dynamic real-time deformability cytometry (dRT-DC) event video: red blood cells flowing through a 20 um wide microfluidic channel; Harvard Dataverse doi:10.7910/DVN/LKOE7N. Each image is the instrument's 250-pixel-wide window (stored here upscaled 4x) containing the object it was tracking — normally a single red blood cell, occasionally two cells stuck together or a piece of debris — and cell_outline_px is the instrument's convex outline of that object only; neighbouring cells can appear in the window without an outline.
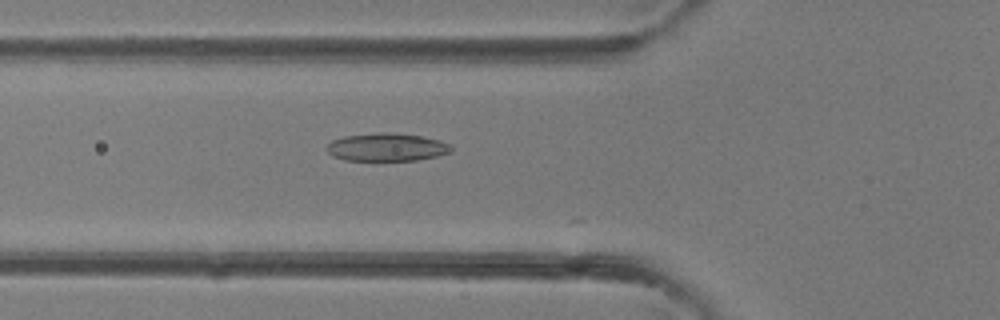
{"species": "common noctule bat (a hibernating species)", "species_latin": "Nyctalus noctula", "temperature_condition": "room temperature", "stored_images_in_passage": 14, "camera_frame_rate_fps": 3000, "um_per_image_px": 0.085, "animal": {"sex": "female"}, "frame": {"image": 1, "passage_image": 7, "time_ms": 2.0, "image_size_px": [1000, 320], "cell_outline_px": [[452, 152], [436, 156], [416, 160], [344, 160], [332, 156], [324, 148], [332, 140], [344, 136], [384, 132], [420, 136], [440, 140], [452, 144]], "centroid_in_image_um": [32.87, 12.51], "position_along_channel_um": 92.9, "area_um2": 20.23}}
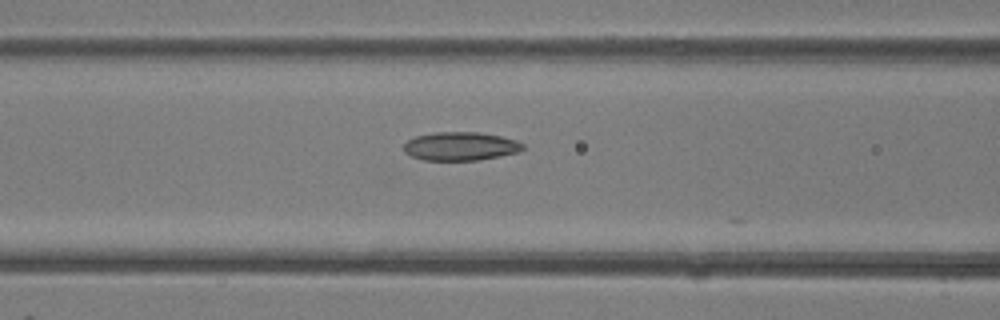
{"frame": {"image": 2, "passage_image": 9, "time_ms": 2.667, "image_size_px": [1000, 320], "cell_outline_px": [[524, 148], [520, 152], [500, 156], [476, 160], [424, 160], [412, 156], [404, 152], [404, 144], [408, 140], [416, 136], [436, 132], [480, 132], [500, 136], [516, 140], [524, 144]], "centroid_in_image_um": [39.16, 12.43], "position_along_channel_um": 127.4, "area_um2": 19.77}}
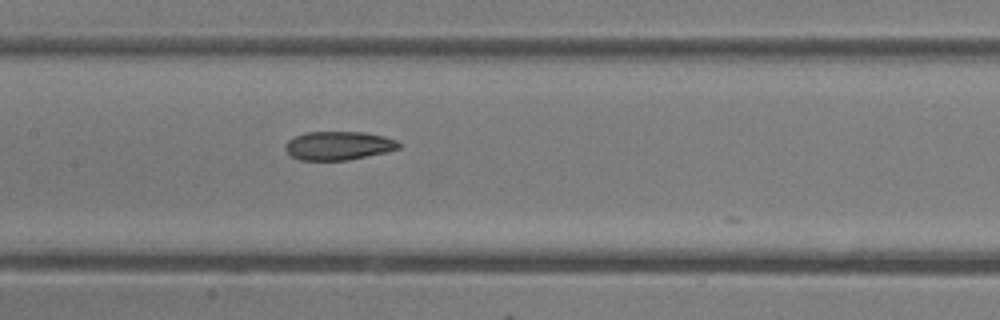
{"frame": {"image": 3, "passage_image": 12, "time_ms": 3.667, "image_size_px": [1000, 320], "cell_outline_px": [[400, 148], [384, 152], [348, 160], [300, 160], [292, 156], [284, 148], [284, 144], [288, 140], [304, 132], [364, 132], [384, 136], [396, 140], [400, 144]], "centroid_in_image_um": [28.75, 12.37], "position_along_channel_um": 178.7, "area_um2": 18.84}}